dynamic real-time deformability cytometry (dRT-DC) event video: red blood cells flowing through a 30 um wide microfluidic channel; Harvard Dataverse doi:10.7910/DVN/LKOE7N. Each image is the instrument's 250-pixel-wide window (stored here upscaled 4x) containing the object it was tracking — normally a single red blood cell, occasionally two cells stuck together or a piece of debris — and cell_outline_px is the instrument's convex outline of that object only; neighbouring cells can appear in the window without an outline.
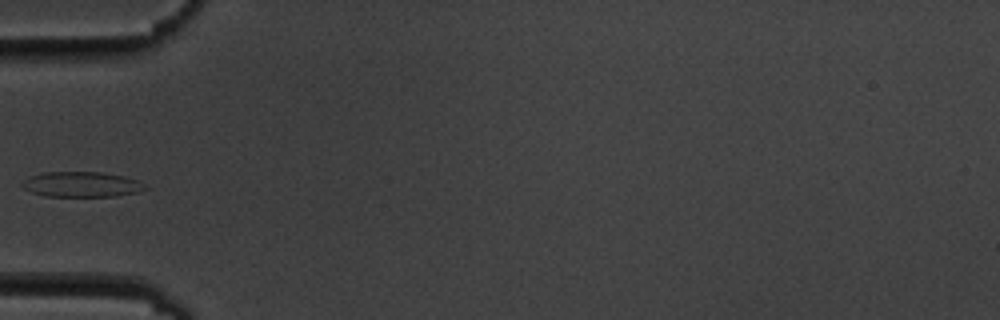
{"species": "common noctule bat (a hibernating species)", "species_latin": "Nyctalus noctula", "temperature_condition": "cold", "stored_images_in_passage": 15, "camera_frame_rate_fps": 3000, "um_per_image_px": 0.085, "animal": {"sex": "male", "body_mass_g": 19.5, "forearm_length_mm": 54.6}, "frame": {"image": 1, "passage_image": 5, "time_ms": 5.333, "image_size_px": [1000, 320], "cell_outline_px": [[148, 188], [136, 192], [116, 196], [44, 196], [32, 192], [24, 188], [20, 184], [28, 176], [44, 172], [100, 172], [124, 176], [136, 180]], "centroid_in_image_um": [6.88, 15.67], "position_along_channel_um": 78.1, "area_um2": 17.98}}
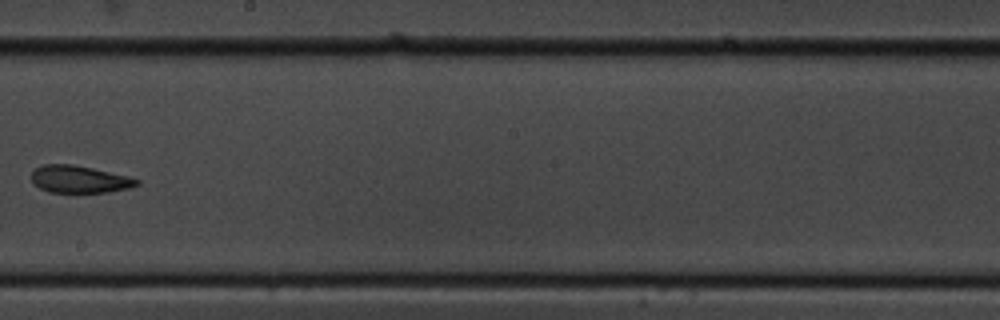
{"frame": {"image": 2, "passage_image": 9, "time_ms": 10.0, "image_size_px": [1000, 320], "cell_outline_px": [[140, 184], [132, 188], [108, 192], [48, 192], [40, 188], [32, 180], [32, 172], [36, 168], [44, 164], [72, 164], [92, 168], [128, 176], [140, 180]], "centroid_in_image_um": [6.79, 15.24], "position_along_channel_um": 241.4, "area_um2": 16.7}}
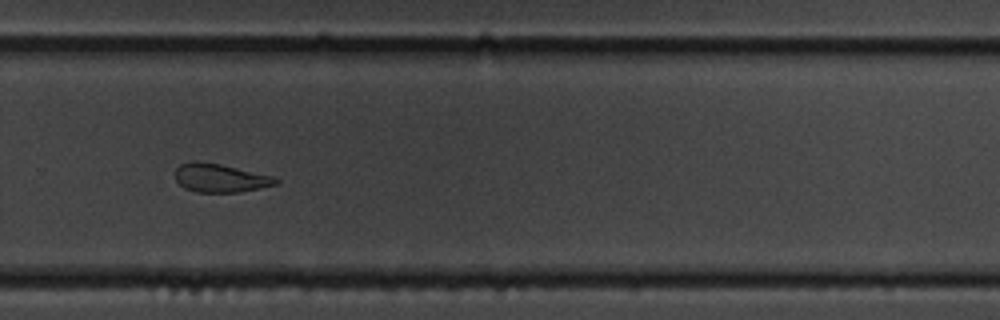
{"frame": {"image": 3, "passage_image": 11, "time_ms": 12.0, "image_size_px": [1000, 320], "cell_outline_px": [[280, 180], [276, 184], [240, 192], [196, 192], [184, 188], [176, 180], [176, 168], [180, 164], [192, 160], [196, 160], [220, 164], [272, 176]], "centroid_in_image_um": [18.67, 15.12], "position_along_channel_um": 311.1, "area_um2": 16.59}, "authors_computed_cell_mechanics": {"area_um2": 18.6694, "velocity_mm_per_s": 3.5073, "shape_relaxation_time_tau1_ms": null, "shape_relaxation_time_tau2_ms": 3.9219, "deformation_change_tau1": null, "deformation_change_tau2": 0.1094}}